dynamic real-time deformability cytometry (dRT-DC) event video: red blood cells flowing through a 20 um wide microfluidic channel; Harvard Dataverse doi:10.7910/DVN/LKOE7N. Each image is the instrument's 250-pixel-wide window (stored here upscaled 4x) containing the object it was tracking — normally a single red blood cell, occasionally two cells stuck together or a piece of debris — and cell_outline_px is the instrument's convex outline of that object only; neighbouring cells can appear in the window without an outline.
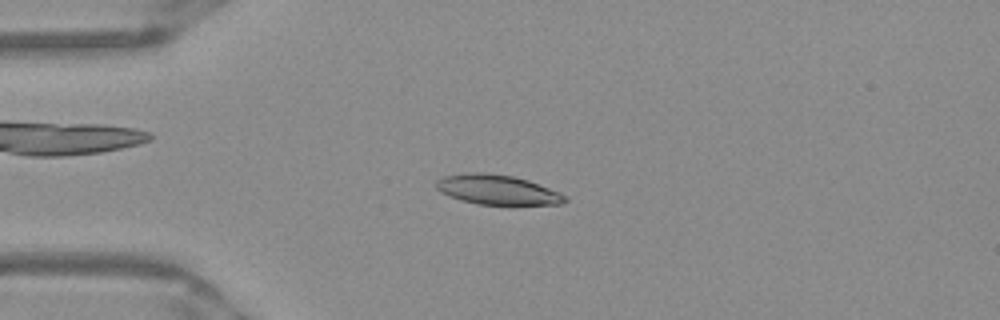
{"species": "Egyptian fruit bat (a non-hibernating species)", "species_latin": "Rousettus aegyptiacus", "temperature_condition": "warm", "stored_images_in_passage": 51, "camera_frame_rate_fps": 3000, "um_per_image_px": 0.085, "frame": {"image": 1, "passage_image": 12, "time_ms": 3.667, "image_size_px": [1000, 320], "cell_outline_px": [[568, 200], [560, 204], [476, 204], [460, 200], [448, 196], [440, 192], [436, 188], [436, 180], [444, 176], [468, 172], [484, 172], [512, 176], [528, 180], [560, 192], [568, 196]], "centroid_in_image_um": [42.25, 16.12], "position_along_channel_um": 42.8, "area_um2": 22.37}}
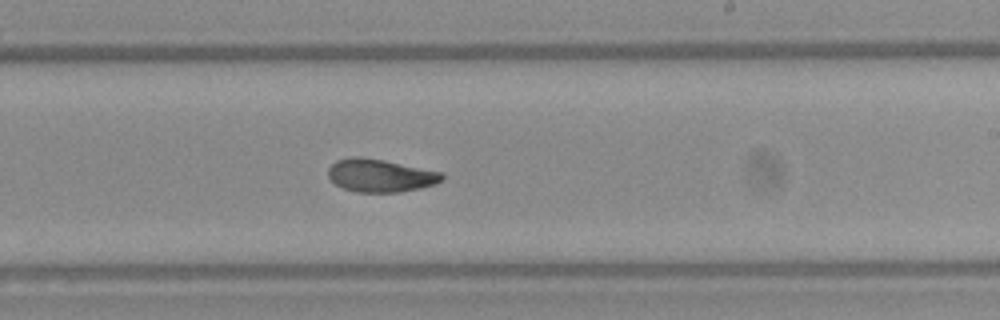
{"frame": {"image": 2, "passage_image": 30, "time_ms": 9.667, "image_size_px": [1000, 320], "cell_outline_px": [[444, 180], [436, 184], [420, 188], [400, 192], [356, 192], [344, 188], [336, 184], [328, 176], [328, 168], [336, 160], [352, 156], [360, 156], [384, 160], [444, 172]], "centroid_in_image_um": [32.36, 14.91], "position_along_channel_um": 256.6, "area_um2": 22.02}}
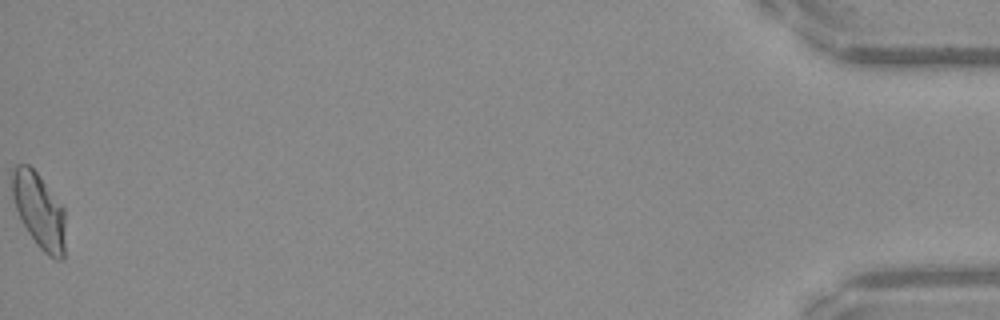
{"frame": {"image": 3, "passage_image": 51, "time_ms": 16.667, "image_size_px": [1000, 320], "cell_outline_px": [[64, 260], [56, 260], [48, 256], [36, 244], [28, 232], [16, 208], [12, 196], [12, 168], [16, 164], [28, 164], [36, 172], [64, 208]], "centroid_in_image_um": [3.32, 17.91], "position_along_channel_um": 431.9, "area_um2": 23.12}, "authors_computed_cell_mechanics": {"area_um2": 22.1952, "velocity_mm_per_s": 3.943, "shape_relaxation_time_tau1_ms": 6.5637, "shape_relaxation_time_tau2_ms": 2.291, "deformation_change_tau1": 0.175, "deformation_change_tau2": 0.0788}}